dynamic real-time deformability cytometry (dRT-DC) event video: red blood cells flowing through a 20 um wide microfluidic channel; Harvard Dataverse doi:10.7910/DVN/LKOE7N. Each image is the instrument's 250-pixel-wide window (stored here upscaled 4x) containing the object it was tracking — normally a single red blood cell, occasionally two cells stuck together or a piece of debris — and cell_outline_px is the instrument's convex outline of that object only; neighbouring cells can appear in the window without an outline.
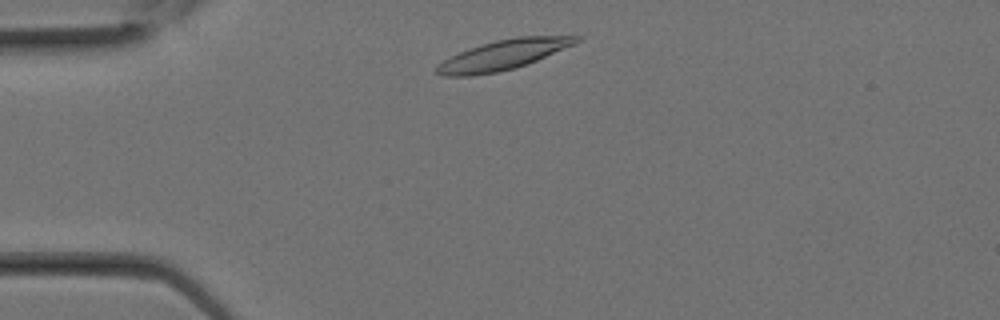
{"species": "Egyptian fruit bat (a non-hibernating species)", "species_latin": "Rousettus aegyptiacus", "temperature_condition": "room temperature", "stored_images_in_passage": 9, "camera_frame_rate_fps": 3000, "um_per_image_px": 0.085, "animal": {"sex": "female"}, "frame": {"image": 1, "passage_image": 1, "time_ms": 0.0, "image_size_px": [1000, 320], "cell_outline_px": [[580, 40], [576, 44], [516, 68], [496, 72], [468, 76], [440, 76], [436, 72], [436, 64], [460, 52], [480, 44], [496, 40], [516, 36], [580, 36]], "centroid_in_image_um": [42.76, 4.66], "position_along_channel_um": 42.2, "area_um2": 24.1}}
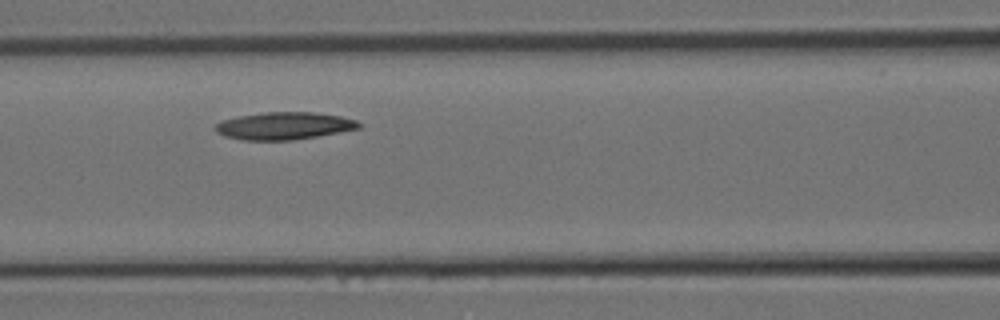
{"frame": {"image": 2, "passage_image": 6, "time_ms": 1.667, "image_size_px": [1000, 320], "cell_outline_px": [[364, 124], [360, 128], [316, 136], [292, 140], [240, 140], [224, 136], [216, 132], [216, 124], [220, 120], [240, 116], [264, 112], [312, 112], [340, 116], [356, 120]], "centroid_in_image_um": [24.14, 10.69], "position_along_channel_um": 142.5, "area_um2": 22.89}}
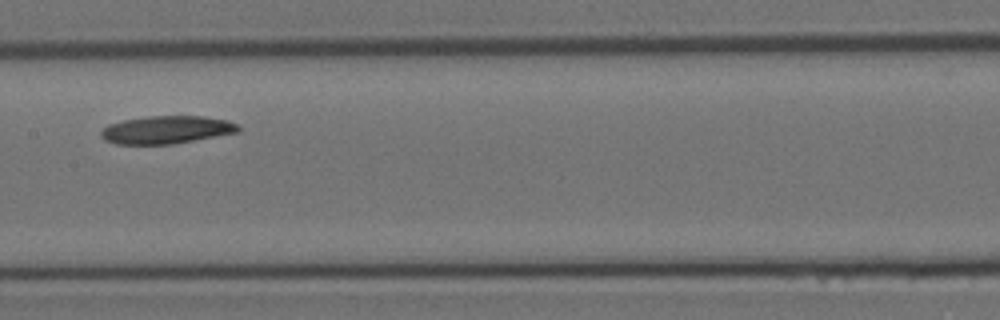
{"frame": {"image": 3, "passage_image": 8, "time_ms": 2.333, "image_size_px": [1000, 320], "cell_outline_px": [[240, 132], [172, 144], [116, 144], [104, 140], [100, 136], [100, 132], [108, 124], [124, 120], [148, 116], [204, 116], [228, 120], [236, 124], [240, 128]], "centroid_in_image_um": [14.15, 11.03], "position_along_channel_um": 193.2, "area_um2": 22.31}}